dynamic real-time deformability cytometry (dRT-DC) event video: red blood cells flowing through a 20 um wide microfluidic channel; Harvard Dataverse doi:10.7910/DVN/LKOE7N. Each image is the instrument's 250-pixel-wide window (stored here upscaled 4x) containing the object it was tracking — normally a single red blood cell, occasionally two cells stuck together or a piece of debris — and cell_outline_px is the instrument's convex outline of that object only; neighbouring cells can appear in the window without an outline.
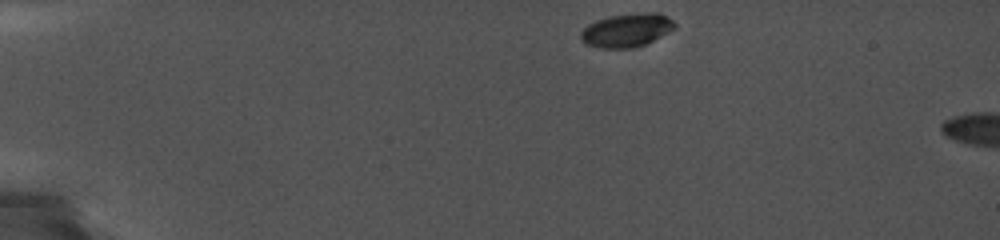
{"species": "common noctule bat (a hibernating species)", "species_latin": "Nyctalus noctula", "temperature_condition": "cold", "stored_images_in_passage": 5, "camera_frame_rate_fps": 5000, "um_per_image_px": 0.085, "animal": {"sex": "female", "body_mass_g": 19.0, "forearm_length_mm": 56.7}, "frame": {"image": 1, "passage_image": 1, "time_ms": 0.0, "image_size_px": [1000, 240], "cell_outline_px": [[676, 28], [636, 48], [600, 48], [584, 44], [580, 40], [580, 32], [588, 24], [596, 20], [608, 16], [644, 12], [660, 12], [668, 16], [676, 24]], "centroid_in_image_um": [53.25, 2.56], "position_along_channel_um": 31.7, "area_um2": 18.55}}